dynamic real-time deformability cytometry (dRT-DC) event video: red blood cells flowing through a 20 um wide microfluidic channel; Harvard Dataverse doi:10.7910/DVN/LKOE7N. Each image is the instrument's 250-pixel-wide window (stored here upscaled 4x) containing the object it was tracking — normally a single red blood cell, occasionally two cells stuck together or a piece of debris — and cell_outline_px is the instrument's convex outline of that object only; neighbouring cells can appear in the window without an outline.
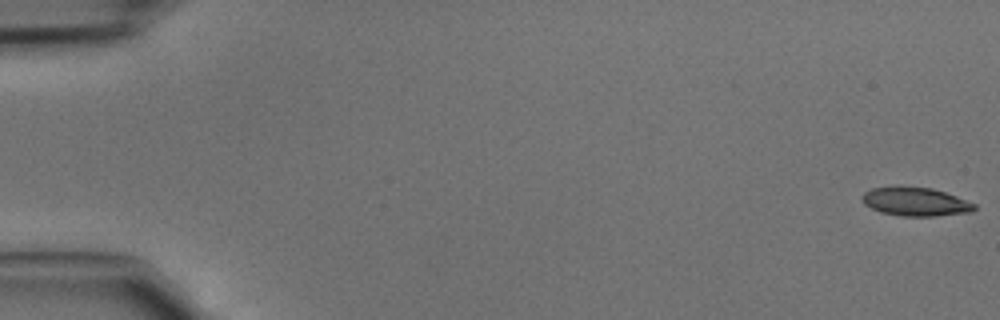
{"species": "common noctule bat (a hibernating species)", "species_latin": "Nyctalus noctula", "temperature_condition": "cold", "stored_images_in_passage": 46, "camera_frame_rate_fps": 3000, "um_per_image_px": 0.085, "animal": {"sex": "male", "body_mass_g": 15.6}, "frame": {"image": 1, "passage_image": 1, "time_ms": 0.0, "image_size_px": [1000, 320], "cell_outline_px": [[976, 208], [972, 212], [936, 216], [900, 216], [880, 212], [864, 204], [860, 200], [860, 196], [864, 192], [872, 188], [932, 188], [956, 196], [976, 204]], "centroid_in_image_um": [77.82, 17.17], "position_along_channel_um": 7.2, "area_um2": 18.44}}
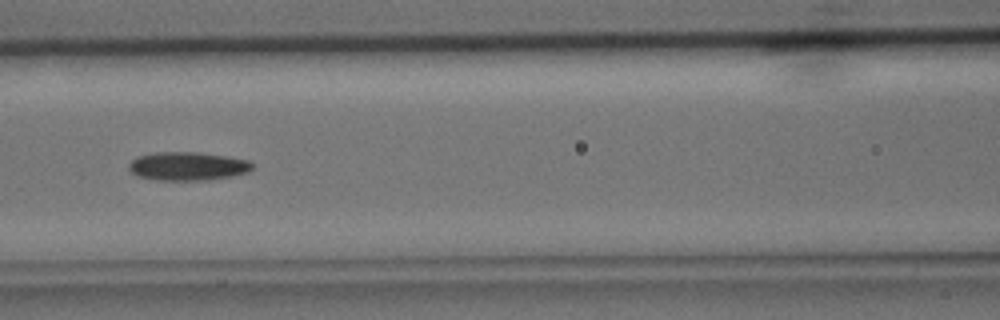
{"frame": {"image": 2, "passage_image": 21, "time_ms": 6.667, "image_size_px": [1000, 320], "cell_outline_px": [[256, 164], [248, 172], [232, 176], [208, 180], [156, 180], [140, 176], [132, 172], [128, 168], [128, 164], [136, 156], [156, 152], [200, 152], [248, 160]], "centroid_in_image_um": [15.96, 14.12], "position_along_channel_um": 150.6, "area_um2": 20.58}}
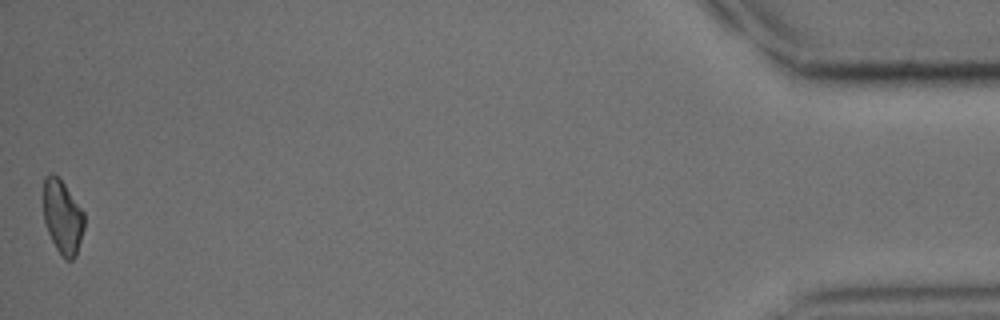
{"frame": {"image": 3, "passage_image": 46, "time_ms": 15.0, "image_size_px": [1000, 320], "cell_outline_px": [[84, 228], [76, 256], [72, 260], [64, 260], [56, 248], [48, 232], [44, 220], [44, 176], [52, 172], [60, 176], [84, 212]], "centroid_in_image_um": [5.32, 18.41], "position_along_channel_um": 429.9, "area_um2": 17.8}}